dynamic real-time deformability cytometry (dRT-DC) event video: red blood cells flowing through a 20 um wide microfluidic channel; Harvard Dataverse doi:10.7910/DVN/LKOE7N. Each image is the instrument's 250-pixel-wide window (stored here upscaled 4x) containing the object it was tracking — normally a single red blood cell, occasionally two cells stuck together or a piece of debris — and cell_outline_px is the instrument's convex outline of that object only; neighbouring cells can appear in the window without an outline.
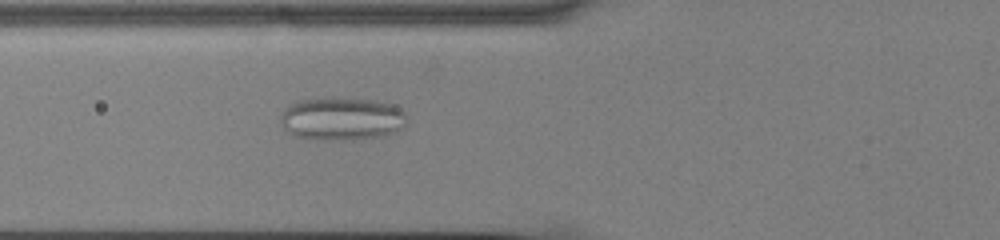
{"species": "common noctule bat (a hibernating species)", "species_latin": "Nyctalus noctula", "temperature_condition": "cold", "stored_images_in_passage": 57, "camera_frame_rate_fps": 3000, "um_per_image_px": 0.085, "animal": {"sex": "male", "body_mass_g": 13.0, "forearm_length_mm": 53.1}, "frame": {"image": 1, "passage_image": 23, "time_ms": 7.333, "image_size_px": [1000, 240], "cell_outline_px": [[408, 128], [384, 136], [352, 140], [320, 140], [296, 136], [288, 132], [284, 128], [280, 120], [280, 116], [292, 104], [300, 100], [332, 96], [372, 100], [392, 104], [400, 108], [408, 116]], "centroid_in_image_um": [29.15, 10.1], "position_along_channel_um": 96.7, "area_um2": 32.43}}
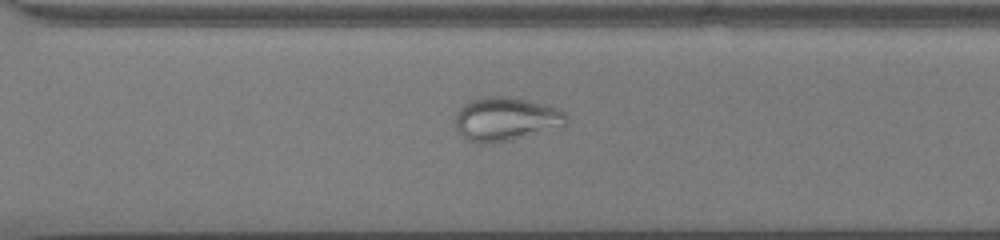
{"frame": {"image": 2, "passage_image": 42, "time_ms": 13.667, "image_size_px": [1000, 240], "cell_outline_px": [[568, 124], [512, 140], [484, 144], [476, 144], [464, 140], [456, 128], [456, 112], [468, 100], [484, 96], [508, 96], [556, 108], [564, 112], [568, 116]], "centroid_in_image_um": [42.93, 10.13], "position_along_channel_um": 327.7, "area_um2": 28.32}}
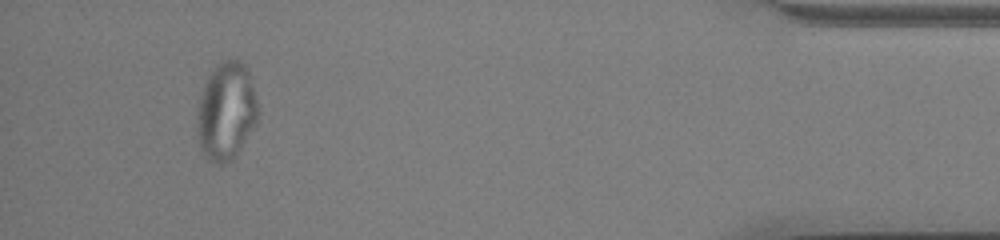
{"frame": {"image": 3, "passage_image": 54, "time_ms": 17.667, "image_size_px": [1000, 240], "cell_outline_px": [[256, 124], [236, 156], [232, 160], [224, 164], [220, 164], [212, 160], [200, 148], [196, 136], [196, 112], [200, 96], [204, 84], [208, 76], [216, 64], [232, 56], [240, 60], [248, 68], [256, 96]], "centroid_in_image_um": [19.21, 9.42], "position_along_channel_um": 416.0, "area_um2": 35.03}}